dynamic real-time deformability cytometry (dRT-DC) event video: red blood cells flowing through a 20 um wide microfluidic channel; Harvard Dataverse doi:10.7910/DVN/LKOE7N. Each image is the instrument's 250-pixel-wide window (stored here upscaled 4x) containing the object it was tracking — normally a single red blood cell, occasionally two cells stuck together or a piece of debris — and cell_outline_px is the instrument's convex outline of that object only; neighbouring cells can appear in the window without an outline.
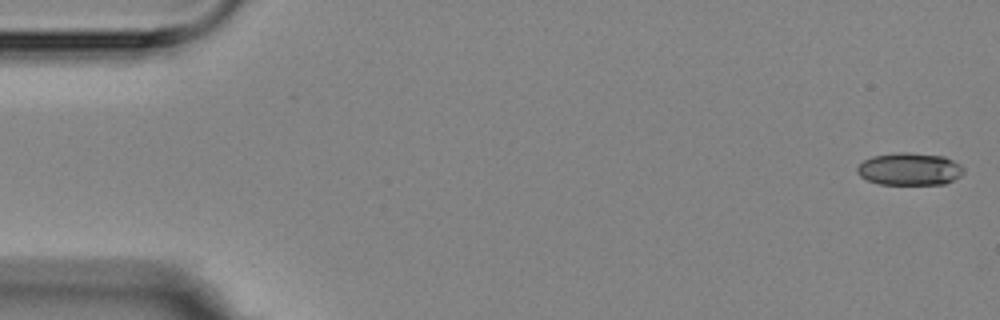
{"species": "Egyptian fruit bat (a non-hibernating species)", "species_latin": "Rousettus aegyptiacus", "temperature_condition": "room temperature", "stored_images_in_passage": 4, "camera_frame_rate_fps": 3000, "um_per_image_px": 0.085, "animal": {"sex": "female"}, "frame": {"image": 1, "passage_image": 1, "time_ms": 0.0, "image_size_px": [1000, 320], "cell_outline_px": [[964, 172], [960, 176], [944, 184], [880, 184], [868, 180], [860, 176], [856, 172], [856, 168], [864, 160], [872, 156], [900, 152], [908, 152], [944, 156], [960, 164], [964, 168]], "centroid_in_image_um": [77.31, 14.36], "position_along_channel_um": 7.7, "area_um2": 20.11}}
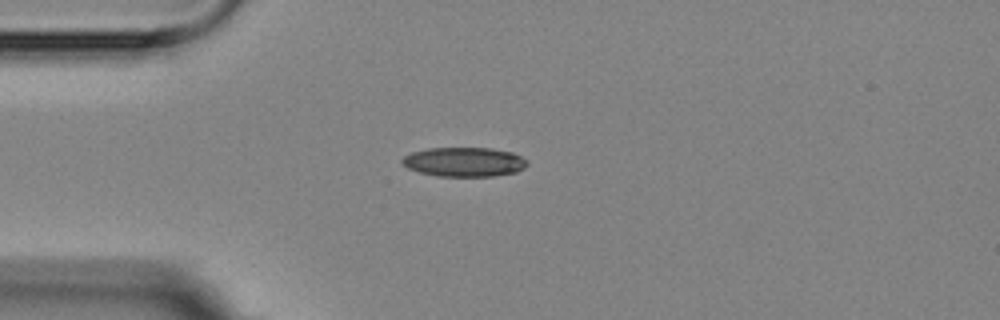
{"frame": {"image": 2, "passage_image": 4, "time_ms": 4.333, "image_size_px": [1000, 320], "cell_outline_px": [[528, 164], [524, 168], [516, 172], [492, 176], [436, 176], [420, 172], [408, 168], [400, 160], [404, 156], [412, 152], [428, 148], [492, 148], [512, 152], [528, 160]], "centroid_in_image_um": [39.47, 13.76], "position_along_channel_um": 45.5, "area_um2": 21.39}}